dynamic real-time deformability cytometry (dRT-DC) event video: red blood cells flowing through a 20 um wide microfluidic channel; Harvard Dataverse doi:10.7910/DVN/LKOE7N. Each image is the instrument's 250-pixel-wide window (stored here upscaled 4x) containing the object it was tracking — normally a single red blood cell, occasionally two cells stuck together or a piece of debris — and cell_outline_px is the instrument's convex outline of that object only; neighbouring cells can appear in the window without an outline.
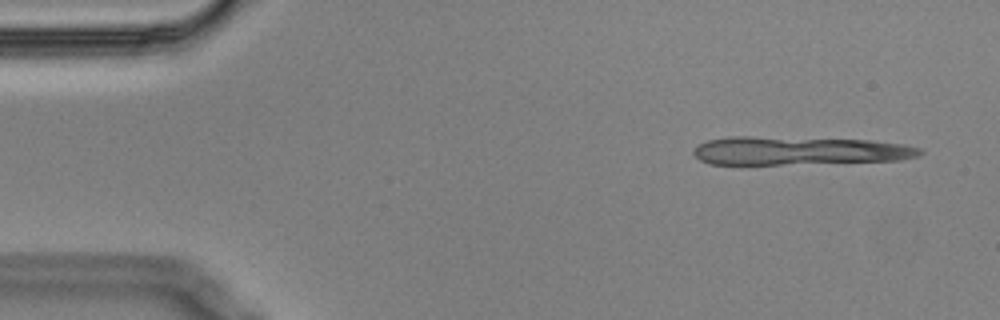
{"species": "Egyptian fruit bat (a non-hibernating species)", "species_latin": "Rousettus aegyptiacus", "temperature_condition": "cold", "stored_images_in_passage": 5, "camera_frame_rate_fps": 3000, "um_per_image_px": 0.085, "animal": {"sex": "male"}, "frame": {"image": 1, "passage_image": 1, "time_ms": 0.0, "image_size_px": [1000, 320], "cell_outline_px": [[924, 152], [920, 156], [900, 160], [780, 164], [712, 164], [700, 160], [692, 152], [696, 144], [708, 140], [728, 136], [752, 136], [872, 140], [904, 144], [920, 148]], "centroid_in_image_um": [67.91, 12.8], "position_along_channel_um": 17.1, "area_um2": 37.57}}